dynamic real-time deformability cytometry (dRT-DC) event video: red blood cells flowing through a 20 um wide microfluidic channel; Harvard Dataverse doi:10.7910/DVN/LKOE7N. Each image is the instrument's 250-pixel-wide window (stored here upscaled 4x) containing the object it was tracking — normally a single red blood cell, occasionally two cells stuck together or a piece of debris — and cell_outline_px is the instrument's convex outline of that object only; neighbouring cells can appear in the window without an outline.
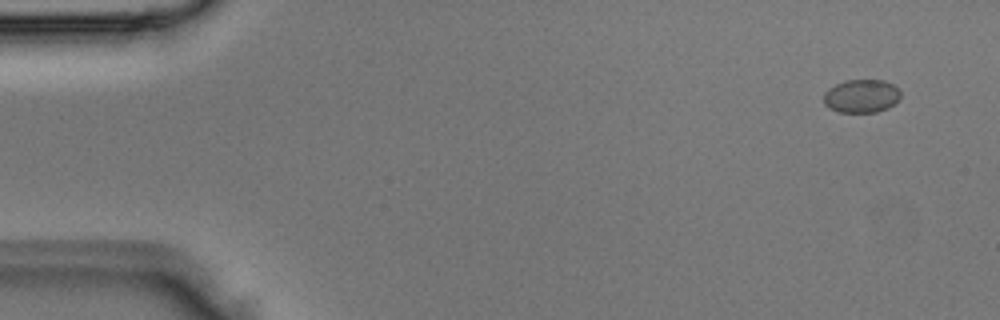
{"species": "Egyptian fruit bat (a non-hibernating species)", "species_latin": "Rousettus aegyptiacus", "temperature_condition": "room temperature", "stored_images_in_passage": 4, "camera_frame_rate_fps": 3000, "um_per_image_px": 0.085, "animal": {"sex": "male"}, "frame": {"image": 1, "passage_image": 1, "time_ms": 0.0, "image_size_px": [1000, 320], "cell_outline_px": [[900, 96], [888, 108], [876, 112], [836, 112], [828, 108], [824, 104], [824, 92], [828, 88], [844, 80], [884, 80], [892, 84], [900, 92]], "centroid_in_image_um": [73.17, 8.17], "position_along_channel_um": 11.8, "area_um2": 14.91}}